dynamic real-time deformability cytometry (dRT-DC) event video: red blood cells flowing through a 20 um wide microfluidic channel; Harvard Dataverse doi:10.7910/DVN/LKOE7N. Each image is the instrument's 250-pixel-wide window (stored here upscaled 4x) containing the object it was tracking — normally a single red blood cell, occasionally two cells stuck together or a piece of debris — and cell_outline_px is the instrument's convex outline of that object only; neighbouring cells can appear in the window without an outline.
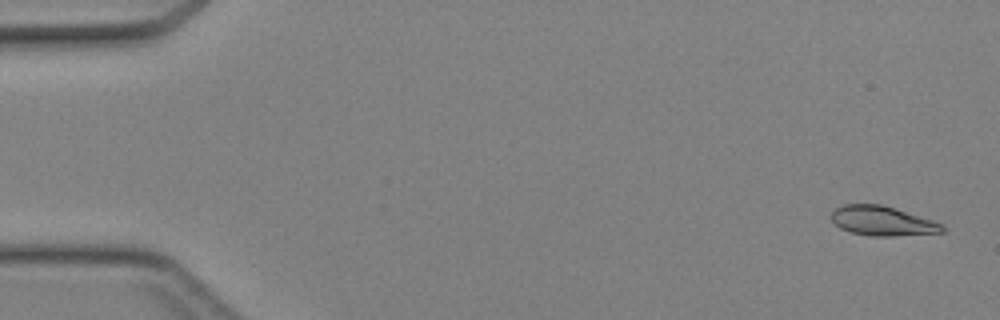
{"species": "Egyptian fruit bat (a non-hibernating species)", "species_latin": "Rousettus aegyptiacus", "temperature_condition": "cold", "stored_images_in_passage": 45, "camera_frame_rate_fps": 3000, "um_per_image_px": 0.085, "animal": {"sex": "female"}, "frame": {"image": 1, "passage_image": 1, "time_ms": 0.0, "image_size_px": [1000, 320], "cell_outline_px": [[944, 232], [892, 236], [868, 236], [852, 232], [840, 228], [832, 220], [832, 212], [836, 208], [844, 204], [880, 204], [896, 208], [944, 224]], "centroid_in_image_um": [75.01, 18.78], "position_along_channel_um": 10.0, "area_um2": 19.02}}
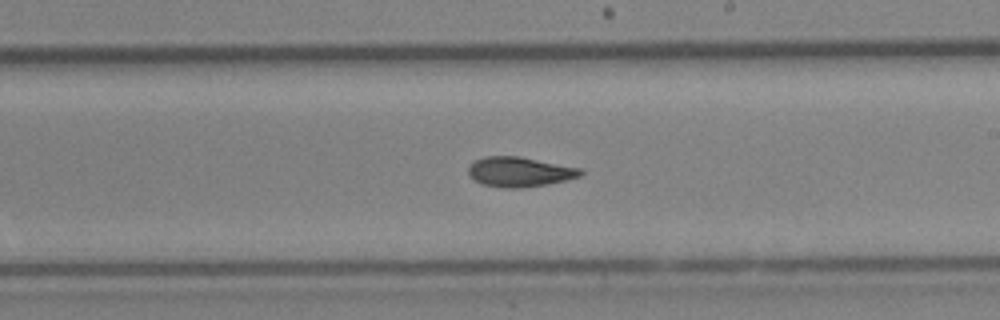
{"frame": {"image": 2, "passage_image": 26, "time_ms": 8.333, "image_size_px": [1000, 320], "cell_outline_px": [[584, 172], [580, 176], [564, 180], [544, 184], [520, 188], [508, 188], [480, 184], [472, 180], [468, 176], [468, 168], [476, 160], [484, 156], [520, 156], [580, 168]], "centroid_in_image_um": [44.11, 14.6], "position_along_channel_um": 244.9, "area_um2": 19.42}}
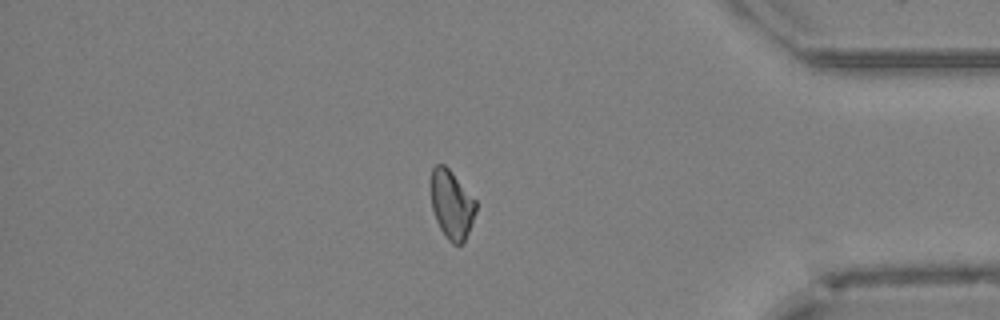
{"frame": {"image": 3, "passage_image": 38, "time_ms": 12.333, "image_size_px": [1000, 320], "cell_outline_px": [[476, 212], [468, 232], [464, 240], [460, 244], [452, 244], [448, 240], [440, 228], [436, 220], [432, 208], [428, 180], [432, 168], [436, 164], [444, 164], [452, 172], [476, 200]], "centroid_in_image_um": [38.34, 17.33], "position_along_channel_um": 396.9, "area_um2": 18.26}}